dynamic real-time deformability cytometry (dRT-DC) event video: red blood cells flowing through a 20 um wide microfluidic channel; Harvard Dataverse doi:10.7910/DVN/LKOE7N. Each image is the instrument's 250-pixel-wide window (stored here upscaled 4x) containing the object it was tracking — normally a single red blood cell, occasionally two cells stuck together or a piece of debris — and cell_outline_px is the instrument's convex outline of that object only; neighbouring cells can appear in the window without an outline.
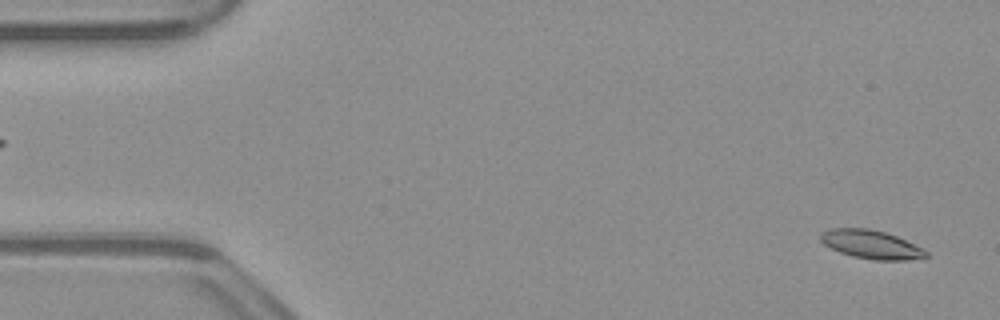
{"species": "common noctule bat (a hibernating species)", "species_latin": "Nyctalus noctula", "temperature_condition": "warm", "stored_images_in_passage": 53, "camera_frame_rate_fps": 3000, "um_per_image_px": 0.085, "animal": {"sex": "male", "body_mass_g": 23.1, "forearm_length_mm": 52.7}, "frame": {"image": 1, "passage_image": 2, "time_ms": 0.333, "image_size_px": [1000, 320], "cell_outline_px": [[928, 256], [904, 260], [872, 260], [852, 256], [840, 252], [824, 244], [820, 240], [820, 232], [828, 228], [868, 228], [884, 232], [896, 236], [924, 248], [928, 252]], "centroid_in_image_um": [74.03, 20.77], "position_along_channel_um": 11.0, "area_um2": 17.57}}
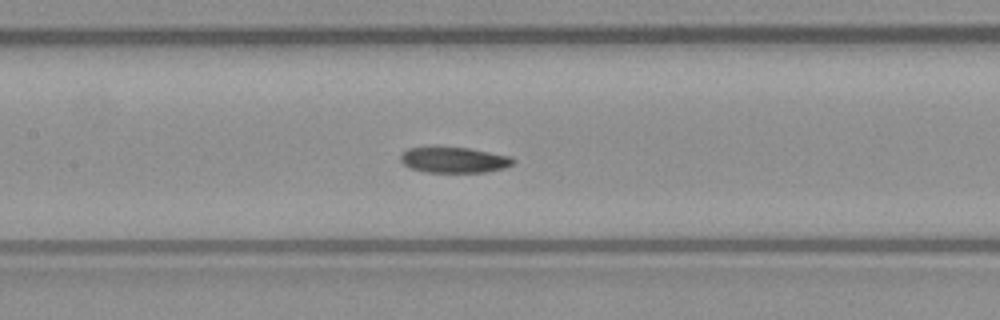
{"frame": {"image": 2, "passage_image": 24, "time_ms": 7.667, "image_size_px": [1000, 320], "cell_outline_px": [[516, 160], [512, 164], [504, 168], [484, 172], [424, 172], [412, 168], [404, 164], [400, 160], [400, 156], [408, 148], [432, 144], [436, 144], [468, 148], [512, 156]], "centroid_in_image_um": [38.55, 13.54], "position_along_channel_um": 168.8, "area_um2": 17.51}}
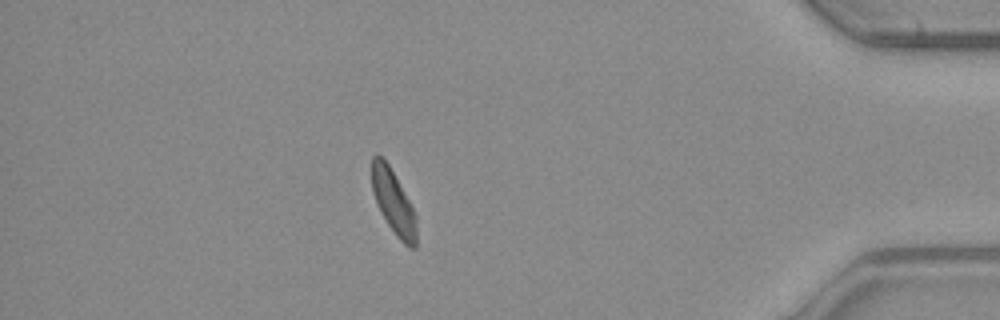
{"frame": {"image": 3, "passage_image": 46, "time_ms": 15.0, "image_size_px": [1000, 320], "cell_outline_px": [[416, 248], [408, 248], [396, 236], [388, 224], [372, 192], [372, 156], [376, 152], [388, 164], [408, 200], [416, 216]], "centroid_in_image_um": [33.44, 17.2], "position_along_channel_um": 401.8, "area_um2": 16.18}}